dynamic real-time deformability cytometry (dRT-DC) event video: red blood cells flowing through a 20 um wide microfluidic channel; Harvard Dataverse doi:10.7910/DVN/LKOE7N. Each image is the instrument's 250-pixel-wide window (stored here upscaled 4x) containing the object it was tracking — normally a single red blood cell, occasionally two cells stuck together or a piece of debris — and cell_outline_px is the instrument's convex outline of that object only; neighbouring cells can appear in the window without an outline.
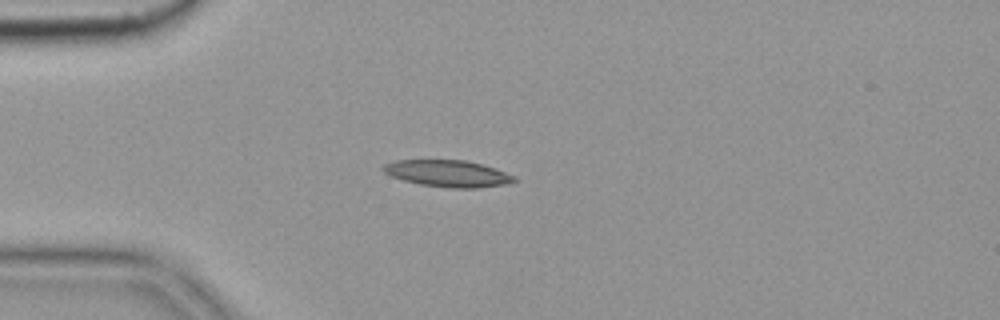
{"species": "common noctule bat (a hibernating species)", "species_latin": "Nyctalus noctula", "temperature_condition": "cold", "stored_images_in_passage": 7, "camera_frame_rate_fps": 3000, "um_per_image_px": 0.085, "animal": {"sex": "female", "body_mass_g": 19.9}, "frame": {"image": 1, "passage_image": 3, "time_ms": 0.667, "image_size_px": [1000, 320], "cell_outline_px": [[516, 180], [508, 184], [476, 188], [452, 188], [420, 184], [404, 180], [392, 176], [384, 172], [380, 168], [384, 164], [396, 160], [464, 160], [496, 168], [516, 176]], "centroid_in_image_um": [38.08, 14.74], "position_along_channel_um": 46.9, "area_um2": 20.35}}
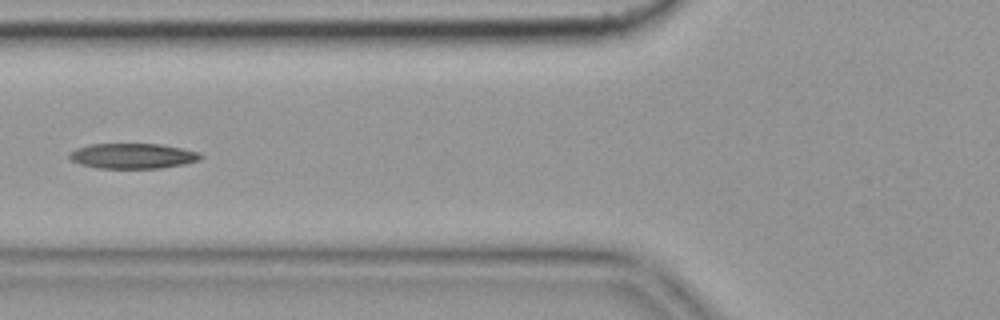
{"frame": {"image": 2, "passage_image": 5, "time_ms": 1.333, "image_size_px": [1000, 320], "cell_outline_px": [[204, 156], [200, 160], [184, 164], [160, 168], [96, 168], [80, 164], [72, 160], [68, 156], [76, 148], [92, 144], [160, 144], [200, 152]], "centroid_in_image_um": [11.31, 13.26], "position_along_channel_um": 114.5, "area_um2": 19.25}}